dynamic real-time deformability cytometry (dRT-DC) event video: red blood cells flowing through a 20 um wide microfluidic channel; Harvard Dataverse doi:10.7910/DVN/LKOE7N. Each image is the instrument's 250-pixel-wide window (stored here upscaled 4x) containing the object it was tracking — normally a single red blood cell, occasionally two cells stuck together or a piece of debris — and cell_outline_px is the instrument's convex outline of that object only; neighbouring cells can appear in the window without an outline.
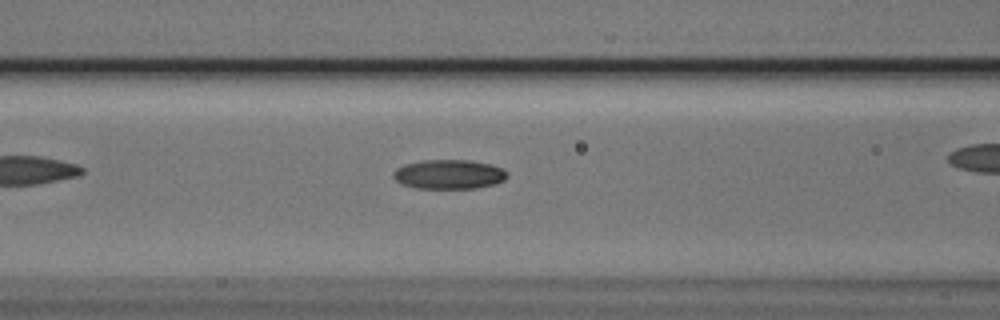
{"species": "Egyptian fruit bat (a non-hibernating species)", "species_latin": "Rousettus aegyptiacus", "temperature_condition": "cold", "stored_images_in_passage": 26, "camera_frame_rate_fps": 3000, "um_per_image_px": 0.085, "animal": {"sex": "male"}, "frame": {"image": 1, "passage_image": 5, "time_ms": 1.333, "image_size_px": [1000, 320], "cell_outline_px": [[508, 176], [504, 180], [492, 184], [476, 188], [416, 188], [400, 184], [392, 176], [392, 172], [396, 168], [404, 164], [424, 160], [468, 160], [488, 164], [500, 168]], "centroid_in_image_um": [38.08, 14.82], "position_along_channel_um": 128.5, "area_um2": 19.31}}